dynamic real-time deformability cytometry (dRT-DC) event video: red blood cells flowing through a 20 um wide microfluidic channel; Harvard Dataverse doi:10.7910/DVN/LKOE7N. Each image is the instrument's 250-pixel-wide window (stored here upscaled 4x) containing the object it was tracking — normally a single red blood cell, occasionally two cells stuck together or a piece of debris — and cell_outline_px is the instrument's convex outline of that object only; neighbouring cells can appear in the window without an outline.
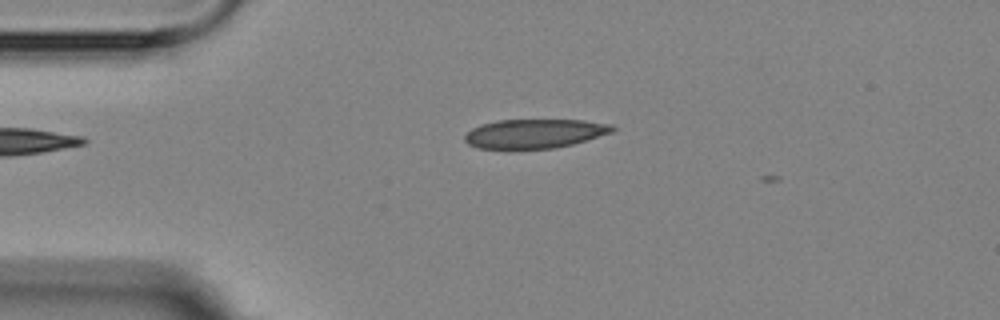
{"species": "Egyptian fruit bat (a non-hibernating species)", "species_latin": "Rousettus aegyptiacus", "temperature_condition": "room temperature", "stored_images_in_passage": 3, "camera_frame_rate_fps": 3000, "um_per_image_px": 0.085, "animal": {"sex": "female"}, "frame": {"image": 1, "passage_image": 3, "time_ms": 2.333, "image_size_px": [1000, 320], "cell_outline_px": [[616, 128], [612, 132], [588, 140], [556, 148], [512, 152], [508, 152], [480, 148], [468, 144], [464, 140], [464, 136], [472, 128], [480, 124], [496, 120], [584, 120], [612, 124]], "centroid_in_image_um": [45.39, 11.4], "position_along_channel_um": 39.6, "area_um2": 26.18}}